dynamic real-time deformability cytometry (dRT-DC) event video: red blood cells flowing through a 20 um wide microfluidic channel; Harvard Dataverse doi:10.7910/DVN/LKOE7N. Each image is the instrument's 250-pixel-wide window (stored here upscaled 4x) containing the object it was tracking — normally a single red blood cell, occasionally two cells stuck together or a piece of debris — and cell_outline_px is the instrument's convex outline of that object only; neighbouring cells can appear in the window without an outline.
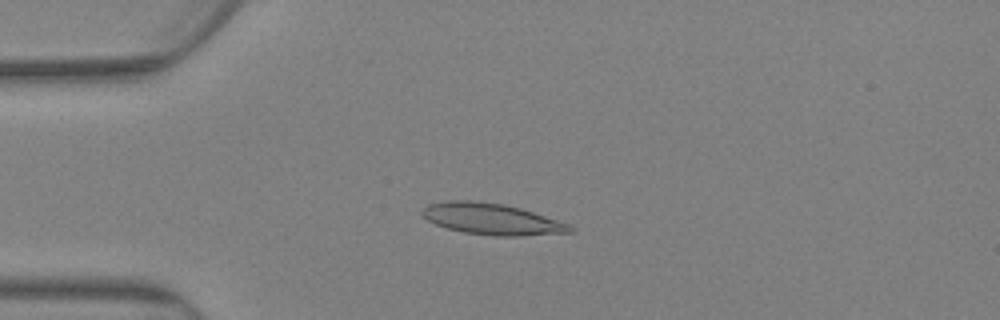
{"species": "Egyptian fruit bat (a non-hibernating species)", "species_latin": "Rousettus aegyptiacus", "temperature_condition": "warm", "stored_images_in_passage": 71, "camera_frame_rate_fps": 3000, "um_per_image_px": 0.085, "animal": {"sex": "female"}, "frame": {"image": 1, "passage_image": 10, "time_ms": 3.0, "image_size_px": [1000, 320], "cell_outline_px": [[576, 228], [572, 232], [520, 236], [496, 236], [464, 232], [448, 228], [436, 224], [428, 220], [420, 212], [428, 204], [448, 200], [476, 200], [504, 204], [520, 208], [568, 224]], "centroid_in_image_um": [41.78, 18.61], "position_along_channel_um": 43.2, "area_um2": 26.76}}
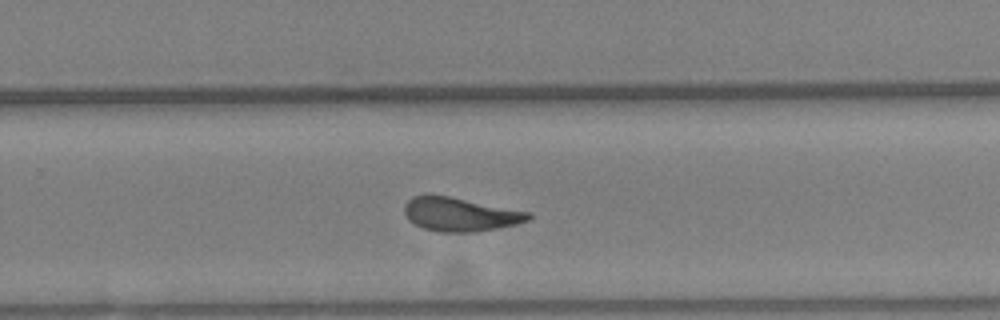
{"frame": {"image": 2, "passage_image": 43, "time_ms": 14.0, "image_size_px": [1000, 320], "cell_outline_px": [[532, 216], [528, 220], [516, 224], [496, 228], [468, 232], [440, 232], [424, 228], [408, 220], [404, 212], [404, 204], [412, 196], [448, 196], [532, 212]], "centroid_in_image_um": [39.12, 18.22], "position_along_channel_um": 290.7, "area_um2": 24.04}}
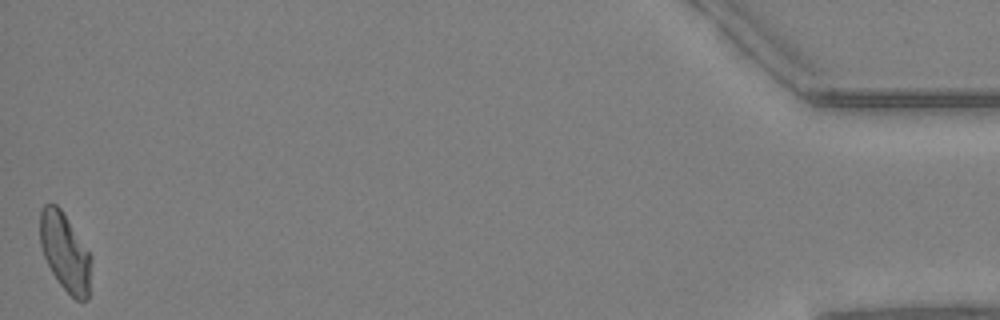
{"frame": {"image": 3, "passage_image": 71, "time_ms": 23.333, "image_size_px": [1000, 320], "cell_outline_px": [[92, 256], [88, 300], [76, 300], [60, 284], [52, 272], [44, 256], [40, 244], [40, 212], [44, 204], [56, 204], [60, 208]], "centroid_in_image_um": [5.54, 21.43], "position_along_channel_um": 429.7, "area_um2": 23.06}, "authors_computed_cell_mechanics": {"area_um2": 24.5072, "velocity_mm_per_s": 2.4854, "shape_relaxation_time_tau1_ms": null, "shape_relaxation_time_tau2_ms": 2.8459, "deformation_change_tau1": null, "deformation_change_tau2": 0.1034}}